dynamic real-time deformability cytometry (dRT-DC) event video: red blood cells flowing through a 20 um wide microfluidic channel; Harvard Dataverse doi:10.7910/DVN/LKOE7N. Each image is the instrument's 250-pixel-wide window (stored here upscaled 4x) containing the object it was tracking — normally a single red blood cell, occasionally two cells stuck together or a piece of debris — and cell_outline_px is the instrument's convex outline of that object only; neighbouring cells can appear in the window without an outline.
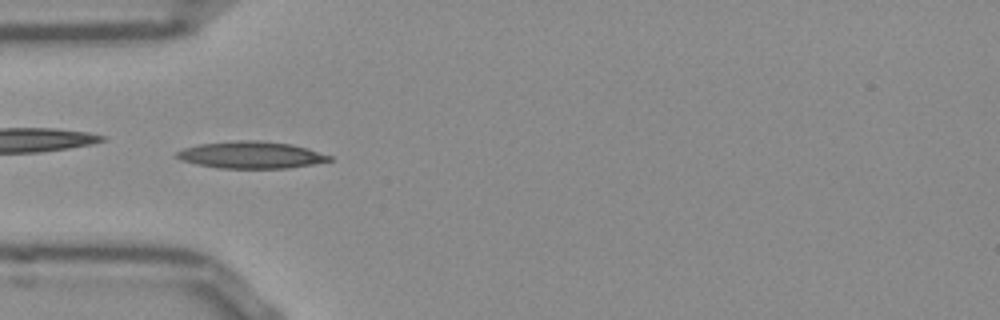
{"species": "Egyptian fruit bat (a non-hibernating species)", "species_latin": "Rousettus aegyptiacus", "temperature_condition": "room temperature", "stored_images_in_passage": 51, "camera_frame_rate_fps": 3000, "um_per_image_px": 0.085, "frame": {"image": 1, "passage_image": 15, "time_ms": 4.667, "image_size_px": [1000, 320], "cell_outline_px": [[332, 160], [312, 164], [288, 168], [220, 168], [196, 164], [180, 160], [172, 156], [176, 152], [184, 148], [200, 144], [244, 140], [256, 140], [292, 144], [308, 148], [332, 156]], "centroid_in_image_um": [21.32, 13.17], "position_along_channel_um": 63.7, "area_um2": 23.93}}
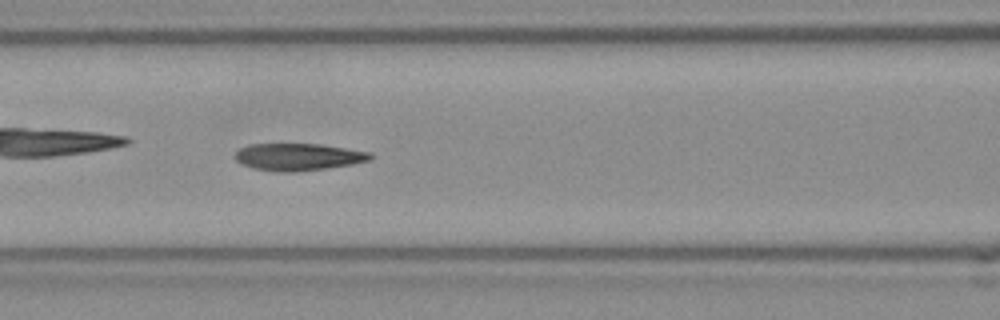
{"frame": {"image": 2, "passage_image": 21, "time_ms": 6.667, "image_size_px": [1000, 320], "cell_outline_px": [[372, 160], [352, 164], [296, 172], [280, 172], [252, 168], [240, 164], [236, 160], [236, 152], [240, 148], [252, 144], [320, 144], [368, 152], [372, 156]], "centroid_in_image_um": [25.32, 13.34], "position_along_channel_um": 141.3, "area_um2": 21.21}}
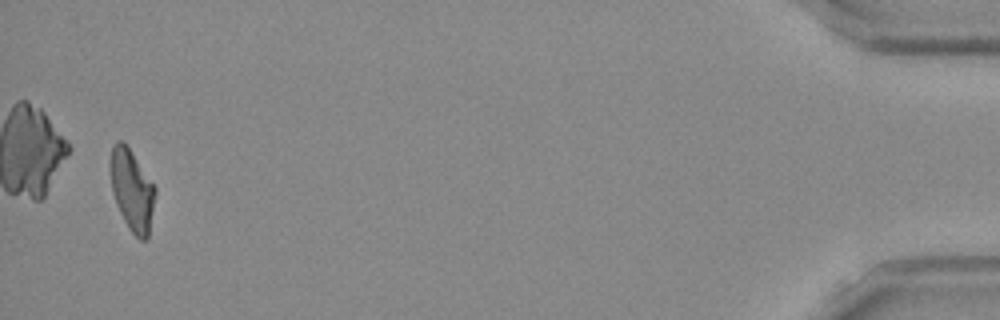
{"frame": {"image": 3, "passage_image": 50, "time_ms": 16.333, "image_size_px": [1000, 320], "cell_outline_px": [[156, 192], [148, 240], [140, 240], [128, 228], [116, 204], [112, 192], [112, 144], [116, 140], [120, 140], [128, 148], [156, 188]], "centroid_in_image_um": [11.24, 16.24], "position_along_channel_um": 424.0, "area_um2": 20.63}, "authors_computed_cell_mechanics": {"area_um2": 21.3282, "velocity_mm_per_s": 3.863, "shape_relaxation_time_tau1_ms": null, "shape_relaxation_time_tau2_ms": 2.5383, "deformation_change_tau1": null, "deformation_change_tau2": 0.1031}}